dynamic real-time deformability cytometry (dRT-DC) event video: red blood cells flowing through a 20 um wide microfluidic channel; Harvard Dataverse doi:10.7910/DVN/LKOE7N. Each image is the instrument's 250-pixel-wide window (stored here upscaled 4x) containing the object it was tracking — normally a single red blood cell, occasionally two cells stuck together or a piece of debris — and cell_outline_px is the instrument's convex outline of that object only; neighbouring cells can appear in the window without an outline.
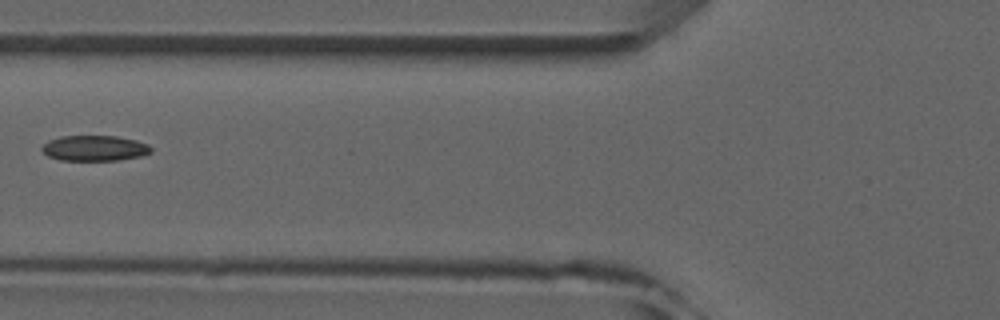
{"species": "common noctule bat (a hibernating species)", "species_latin": "Nyctalus noctula", "temperature_condition": "room temperature", "stored_images_in_passage": 6, "camera_frame_rate_fps": 3000, "um_per_image_px": 0.085, "animal": {"sex": "male", "forearm_length_mm": 52.5}, "frame": {"image": 1, "passage_image": 6, "time_ms": 6.667, "image_size_px": [1000, 320], "cell_outline_px": [[152, 152], [140, 156], [116, 160], [60, 160], [48, 156], [40, 148], [48, 140], [60, 136], [116, 136], [136, 140], [148, 144], [152, 148]], "centroid_in_image_um": [8.03, 12.59], "position_along_channel_um": 117.8, "area_um2": 16.18}}